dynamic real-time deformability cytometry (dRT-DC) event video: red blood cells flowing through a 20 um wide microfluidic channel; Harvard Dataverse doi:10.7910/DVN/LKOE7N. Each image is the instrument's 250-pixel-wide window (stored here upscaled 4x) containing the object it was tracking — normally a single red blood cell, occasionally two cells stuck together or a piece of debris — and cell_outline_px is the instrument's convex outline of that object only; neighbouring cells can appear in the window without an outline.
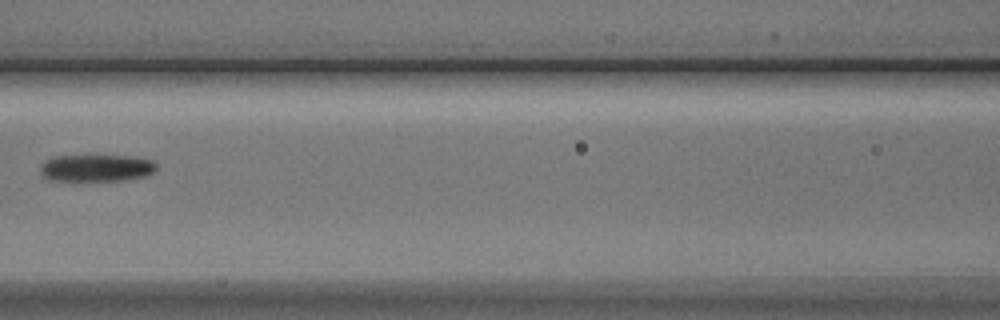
{"species": "Egyptian fruit bat (a non-hibernating species)", "species_latin": "Rousettus aegyptiacus", "temperature_condition": "cold", "stored_images_in_passage": 7, "camera_frame_rate_fps": 3000, "um_per_image_px": 0.085, "animal": {"sex": "male"}, "frame": {"image": 1, "passage_image": 7, "time_ms": 6.667, "image_size_px": [1000, 320], "cell_outline_px": [[156, 168], [148, 176], [128, 180], [72, 184], [48, 180], [40, 172], [40, 164], [44, 160], [56, 156], [132, 156], [152, 160], [156, 164]], "centroid_in_image_um": [8.12, 14.34], "position_along_channel_um": 158.5, "area_um2": 19.48}}